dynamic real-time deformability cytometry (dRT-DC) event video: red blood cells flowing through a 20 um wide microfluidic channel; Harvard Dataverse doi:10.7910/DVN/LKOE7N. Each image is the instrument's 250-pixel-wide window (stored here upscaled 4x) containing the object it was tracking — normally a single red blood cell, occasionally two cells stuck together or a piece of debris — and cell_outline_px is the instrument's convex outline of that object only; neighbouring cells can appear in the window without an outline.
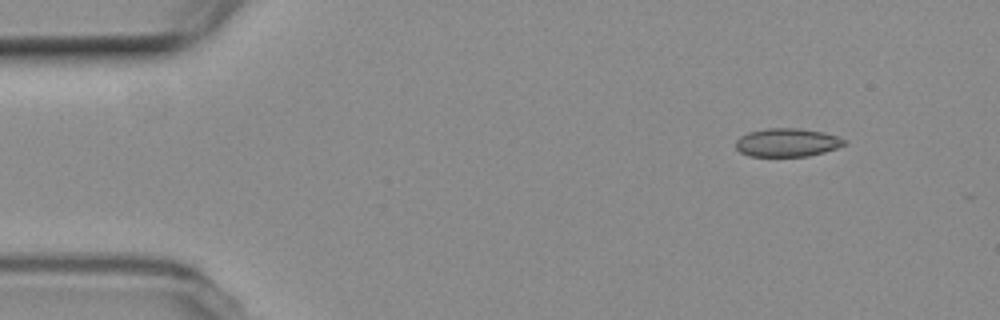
{"species": "common noctule bat (a hibernating species)", "species_latin": "Nyctalus noctula", "temperature_condition": "room temperature", "stored_images_in_passage": 9, "camera_frame_rate_fps": 3000, "um_per_image_px": 0.085, "animal": {"sex": "female", "body_mass_g": 19.3, "forearm_length_mm": 54.1}, "frame": {"image": 1, "passage_image": 2, "time_ms": 1.333, "image_size_px": [1000, 320], "cell_outline_px": [[848, 140], [844, 144], [836, 148], [824, 152], [808, 156], [748, 156], [740, 152], [736, 148], [736, 140], [740, 136], [748, 132], [764, 128], [800, 128], [824, 132]], "centroid_in_image_um": [66.89, 12.1], "position_along_channel_um": 18.1, "area_um2": 18.03}}
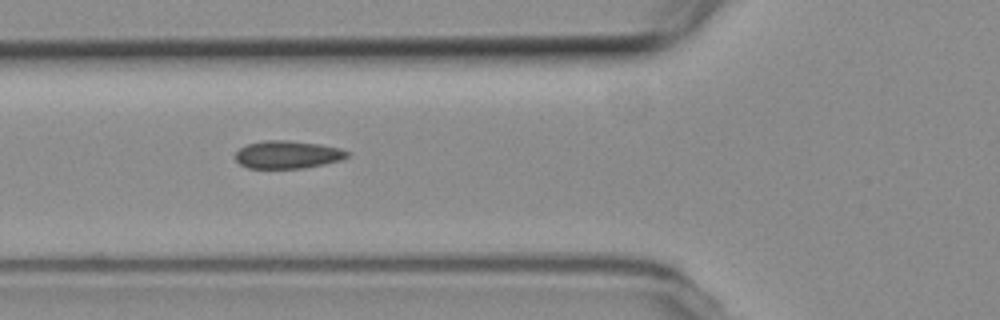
{"frame": {"image": 2, "passage_image": 6, "time_ms": 6.0, "image_size_px": [1000, 320], "cell_outline_px": [[348, 156], [340, 160], [324, 164], [304, 168], [248, 168], [240, 164], [236, 160], [236, 152], [240, 148], [248, 144], [264, 140], [288, 140], [320, 144], [340, 148], [348, 152]], "centroid_in_image_um": [24.44, 13.14], "position_along_channel_um": 101.4, "area_um2": 18.03}}